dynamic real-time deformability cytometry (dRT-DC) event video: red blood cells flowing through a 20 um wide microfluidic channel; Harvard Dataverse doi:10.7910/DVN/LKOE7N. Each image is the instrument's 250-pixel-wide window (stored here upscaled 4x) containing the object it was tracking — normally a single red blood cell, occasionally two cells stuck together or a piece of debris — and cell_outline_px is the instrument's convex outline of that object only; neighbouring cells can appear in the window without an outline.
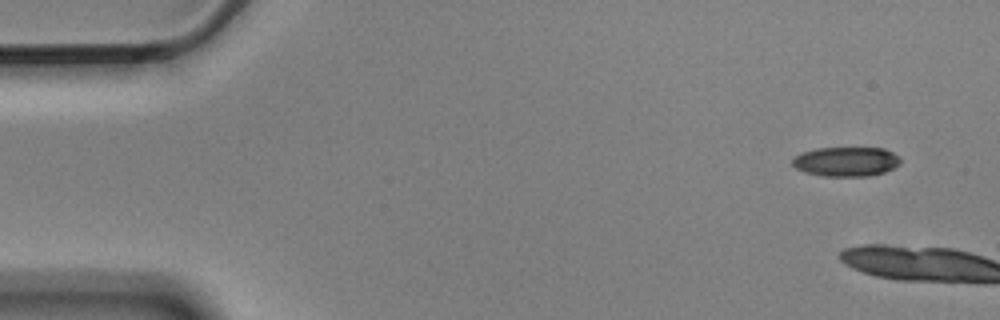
{"species": "Egyptian fruit bat (a non-hibernating species)", "species_latin": "Rousettus aegyptiacus", "temperature_condition": "cold", "stored_images_in_passage": 5, "camera_frame_rate_fps": 3000, "um_per_image_px": 0.085, "animal": {"sex": "male"}, "frame": {"image": 1, "passage_image": 1, "time_ms": 0.0, "image_size_px": [1000, 320], "cell_outline_px": [[900, 164], [884, 172], [868, 176], [820, 176], [804, 172], [796, 168], [792, 164], [792, 160], [796, 156], [804, 152], [816, 148], [884, 148], [900, 156]], "centroid_in_image_um": [71.93, 13.74], "position_along_channel_um": 13.1, "area_um2": 18.55}}